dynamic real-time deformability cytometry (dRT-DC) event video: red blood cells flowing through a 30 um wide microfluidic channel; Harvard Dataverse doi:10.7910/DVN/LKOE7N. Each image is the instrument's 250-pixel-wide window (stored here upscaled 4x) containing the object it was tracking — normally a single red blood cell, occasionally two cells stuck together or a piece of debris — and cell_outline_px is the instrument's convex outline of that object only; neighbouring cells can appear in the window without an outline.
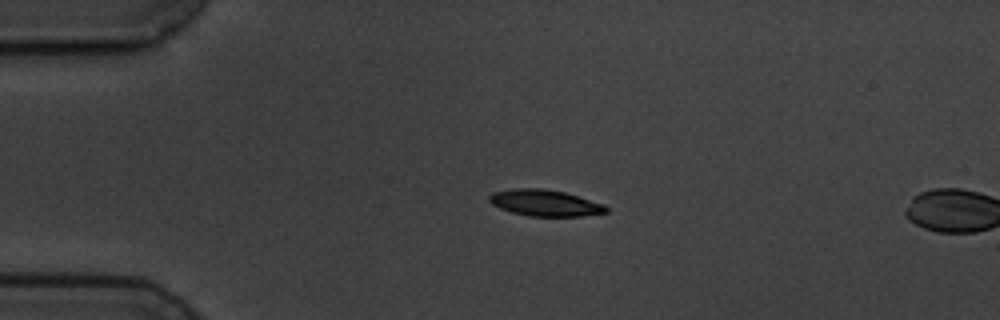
{"species": "common noctule bat (a hibernating species)", "species_latin": "Nyctalus noctula", "temperature_condition": "cold", "stored_images_in_passage": 5, "camera_frame_rate_fps": 3000, "um_per_image_px": 0.085, "animal": {"sex": "male", "body_mass_g": 19.5, "forearm_length_mm": 54.6}, "frame": {"image": 1, "passage_image": 3, "time_ms": 3.333, "image_size_px": [1000, 320], "cell_outline_px": [[608, 212], [580, 216], [528, 216], [512, 212], [500, 208], [492, 204], [488, 200], [488, 196], [492, 192], [516, 188], [540, 188], [564, 192], [604, 204], [608, 208]], "centroid_in_image_um": [46.3, 17.25], "position_along_channel_um": 38.7, "area_um2": 17.86}}